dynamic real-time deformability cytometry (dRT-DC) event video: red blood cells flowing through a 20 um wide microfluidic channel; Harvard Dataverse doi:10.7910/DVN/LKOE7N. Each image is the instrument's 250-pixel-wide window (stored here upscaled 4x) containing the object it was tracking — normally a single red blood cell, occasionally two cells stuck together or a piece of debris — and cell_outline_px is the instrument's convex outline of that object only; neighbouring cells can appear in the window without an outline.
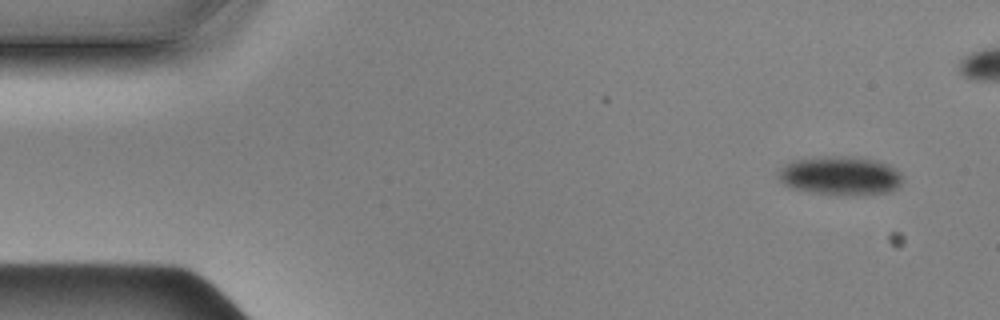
{"species": "Egyptian fruit bat (a non-hibernating species)", "species_latin": "Rousettus aegyptiacus", "temperature_condition": "cold", "stored_images_in_passage": 6, "camera_frame_rate_fps": 3000, "um_per_image_px": 0.085, "animal": {"sex": "male"}, "frame": {"image": 1, "passage_image": 5, "time_ms": 1.333, "image_size_px": [1000, 320], "cell_outline_px": [[900, 184], [892, 192], [864, 196], [852, 196], [812, 192], [788, 188], [776, 180], [776, 172], [780, 168], [796, 160], [820, 156], [852, 156], [876, 160], [888, 164], [900, 176]], "centroid_in_image_um": [71.36, 14.96], "position_along_channel_um": 13.6, "area_um2": 28.55}}